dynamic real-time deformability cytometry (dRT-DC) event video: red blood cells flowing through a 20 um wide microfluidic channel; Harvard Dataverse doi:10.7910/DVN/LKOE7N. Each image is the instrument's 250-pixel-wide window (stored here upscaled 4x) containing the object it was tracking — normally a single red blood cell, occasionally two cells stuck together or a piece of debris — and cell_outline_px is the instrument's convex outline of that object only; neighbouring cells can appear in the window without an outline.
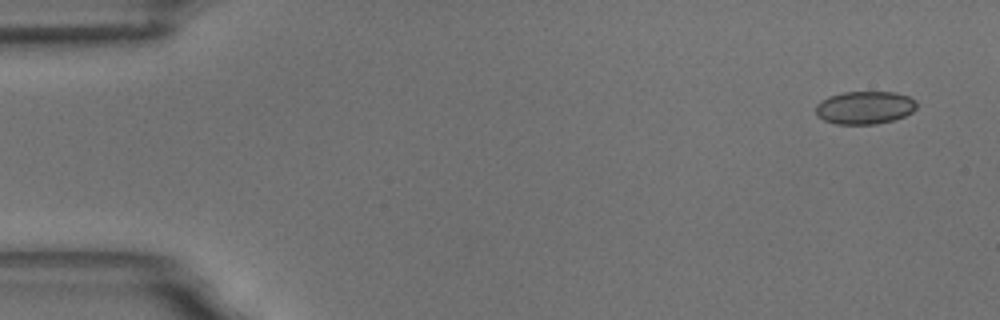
{"species": "common noctule bat (a hibernating species)", "species_latin": "Nyctalus noctula", "temperature_condition": "room temperature", "stored_images_in_passage": 5, "camera_frame_rate_fps": 3000, "um_per_image_px": 0.085, "animal": {"sex": "male", "body_mass_g": 18.8}, "frame": {"image": 1, "passage_image": 1, "time_ms": 0.0, "image_size_px": [1000, 320], "cell_outline_px": [[916, 108], [912, 112], [904, 116], [892, 120], [876, 124], [836, 124], [824, 120], [816, 116], [816, 104], [820, 100], [828, 96], [844, 92], [896, 92], [908, 96], [916, 100]], "centroid_in_image_um": [73.48, 9.14], "position_along_channel_um": 11.5, "area_um2": 19.48}}
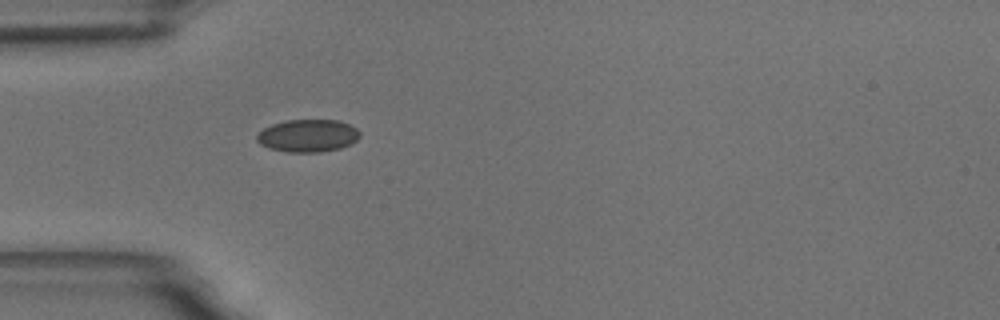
{"frame": {"image": 2, "passage_image": 5, "time_ms": 4.667, "image_size_px": [1000, 320], "cell_outline_px": [[360, 136], [356, 140], [340, 148], [320, 152], [288, 152], [268, 148], [260, 144], [256, 140], [256, 136], [264, 128], [272, 124], [284, 120], [336, 120], [348, 124], [356, 128], [360, 132]], "centroid_in_image_um": [26.14, 11.53], "position_along_channel_um": 58.9, "area_um2": 19.48}}